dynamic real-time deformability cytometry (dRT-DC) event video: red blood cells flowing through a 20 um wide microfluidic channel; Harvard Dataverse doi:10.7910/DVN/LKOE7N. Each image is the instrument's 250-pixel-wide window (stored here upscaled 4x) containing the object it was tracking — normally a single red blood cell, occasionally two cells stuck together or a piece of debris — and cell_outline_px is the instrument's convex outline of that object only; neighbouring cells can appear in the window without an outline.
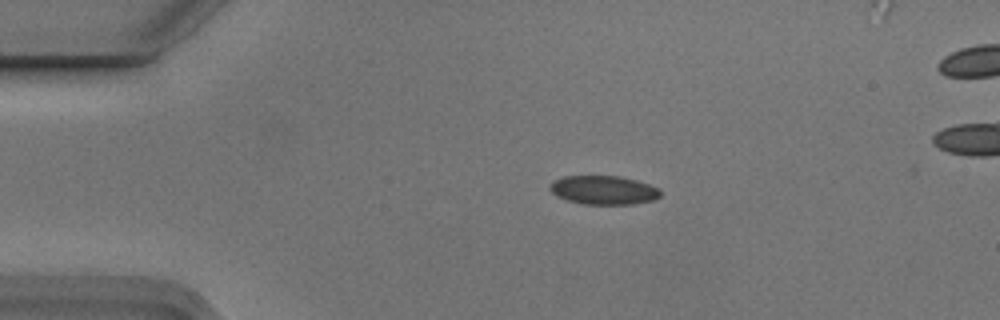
{"species": "Egyptian fruit bat (a non-hibernating species)", "species_latin": "Rousettus aegyptiacus", "temperature_condition": "cold", "stored_images_in_passage": 3, "camera_frame_rate_fps": 3000, "um_per_image_px": 0.085, "animal": {"sex": "male"}, "frame": {"image": 1, "passage_image": 1, "time_ms": 0.0, "image_size_px": [1000, 320], "cell_outline_px": [[660, 196], [652, 200], [632, 204], [584, 204], [568, 200], [556, 196], [548, 188], [552, 180], [564, 176], [620, 176], [636, 180], [660, 188]], "centroid_in_image_um": [51.28, 16.15], "position_along_channel_um": 33.7, "area_um2": 18.55}}